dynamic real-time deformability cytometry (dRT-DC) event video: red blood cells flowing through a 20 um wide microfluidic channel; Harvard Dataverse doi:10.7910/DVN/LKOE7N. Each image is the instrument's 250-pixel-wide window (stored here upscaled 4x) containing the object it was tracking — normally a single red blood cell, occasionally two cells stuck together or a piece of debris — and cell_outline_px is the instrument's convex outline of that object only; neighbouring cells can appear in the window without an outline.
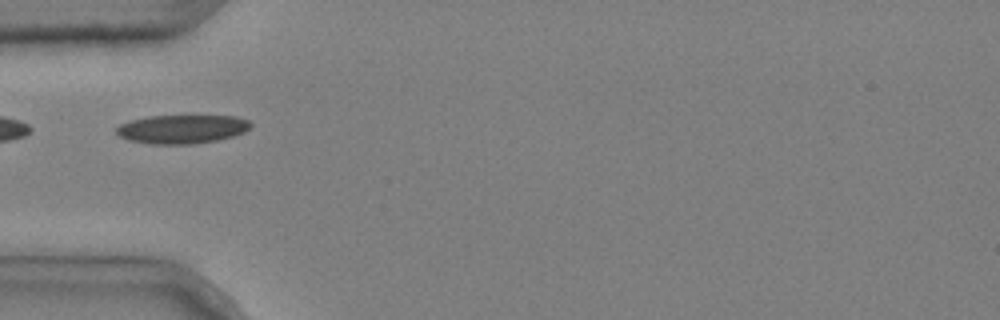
{"species": "common noctule bat (a hibernating species)", "species_latin": "Nyctalus noctula", "temperature_condition": "cold", "stored_images_in_passage": 5, "camera_frame_rate_fps": 3000, "um_per_image_px": 0.085, "animal": {"sex": "male", "body_mass_g": 20.4}, "frame": {"image": 1, "passage_image": 3, "time_ms": 0.667, "image_size_px": [1000, 320], "cell_outline_px": [[252, 128], [244, 132], [232, 136], [216, 140], [192, 144], [148, 144], [128, 140], [120, 136], [116, 132], [116, 128], [120, 124], [132, 120], [148, 116], [236, 116], [248, 120], [252, 124]], "centroid_in_image_um": [15.48, 10.97], "position_along_channel_um": 69.5, "area_um2": 22.48}}